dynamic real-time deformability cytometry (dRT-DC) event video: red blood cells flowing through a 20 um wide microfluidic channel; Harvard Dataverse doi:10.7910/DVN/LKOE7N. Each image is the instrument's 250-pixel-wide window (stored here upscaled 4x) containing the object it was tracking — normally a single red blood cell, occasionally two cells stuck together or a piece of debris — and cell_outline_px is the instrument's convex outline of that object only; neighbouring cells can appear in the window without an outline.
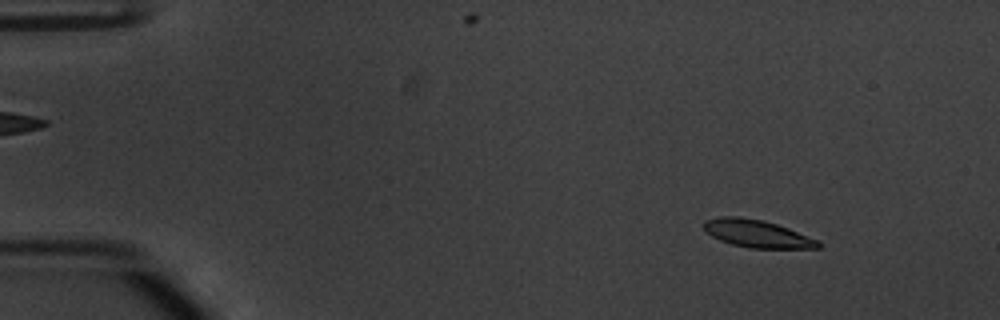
{"species": "common noctule bat (a hibernating species)", "species_latin": "Nyctalus noctula", "temperature_condition": "warm", "stored_images_in_passage": 53, "camera_frame_rate_fps": 3000, "um_per_image_px": 0.085, "animal": {"sex": "male", "body_mass_g": 20.1, "forearm_length_mm": 53.5}, "frame": {"image": 1, "passage_image": 6, "time_ms": 1.667, "image_size_px": [1000, 320], "cell_outline_px": [[820, 248], [748, 248], [732, 244], [720, 240], [712, 236], [704, 228], [704, 220], [720, 216], [740, 216], [764, 220], [788, 228], [820, 240]], "centroid_in_image_um": [64.36, 19.85], "position_along_channel_um": 20.6, "area_um2": 18.44}}
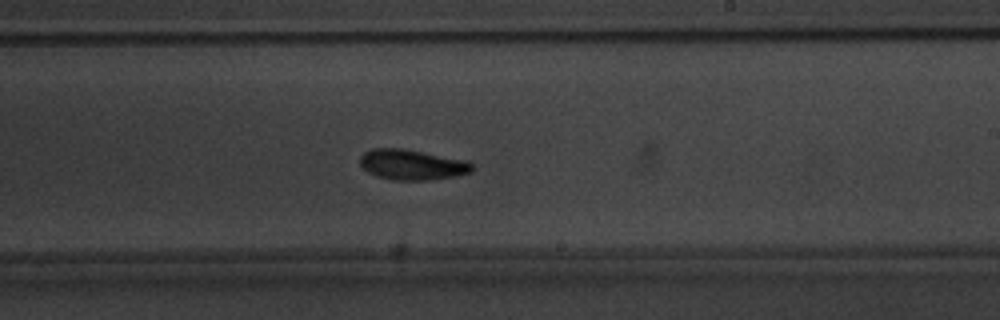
{"frame": {"image": 2, "passage_image": 32, "time_ms": 10.333, "image_size_px": [1000, 320], "cell_outline_px": [[472, 172], [432, 180], [392, 180], [376, 176], [368, 172], [360, 164], [360, 156], [364, 152], [372, 148], [404, 148], [468, 160], [472, 164]], "centroid_in_image_um": [35.01, 13.99], "position_along_channel_um": 254.0, "area_um2": 20.0}}
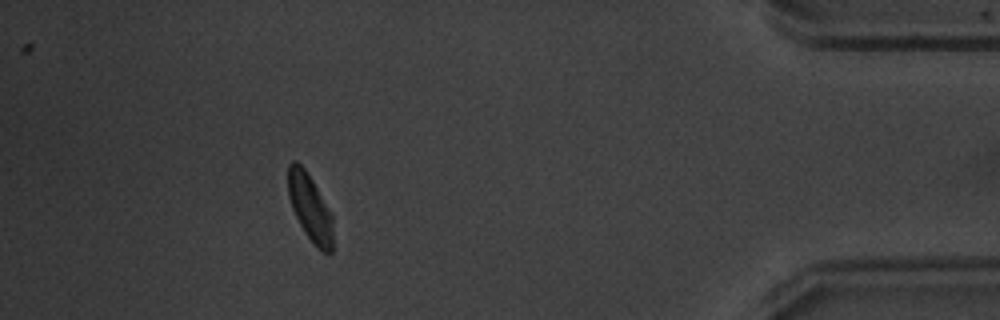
{"frame": {"image": 3, "passage_image": 48, "time_ms": 15.667, "image_size_px": [1000, 320], "cell_outline_px": [[332, 252], [324, 252], [316, 248], [304, 232], [292, 208], [288, 196], [288, 164], [292, 160], [296, 160], [304, 168], [312, 180], [332, 216]], "centroid_in_image_um": [26.32, 17.64], "position_along_channel_um": 408.9, "area_um2": 17.28}, "authors_computed_cell_mechanics": {"area_um2": 18.9006, "velocity_mm_per_s": 3.8179, "shape_relaxation_time_tau1_ms": 2.1391, "shape_relaxation_time_tau2_ms": 3.7606, "deformation_change_tau1": 0.1327, "deformation_change_tau2": 0.0943}}